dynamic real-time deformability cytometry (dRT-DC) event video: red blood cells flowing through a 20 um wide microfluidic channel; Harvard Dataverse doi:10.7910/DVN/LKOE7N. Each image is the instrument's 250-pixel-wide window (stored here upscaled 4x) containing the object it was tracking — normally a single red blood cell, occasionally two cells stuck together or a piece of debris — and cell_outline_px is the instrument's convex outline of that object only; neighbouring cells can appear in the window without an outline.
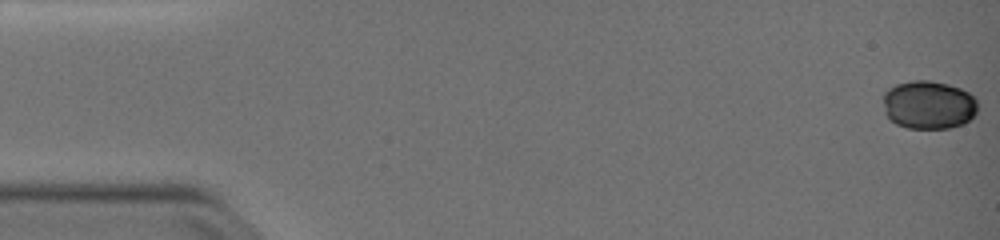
{"species": "common noctule bat (a hibernating species)", "species_latin": "Nyctalus noctula", "temperature_condition": "warm", "stored_images_in_passage": 54, "camera_frame_rate_fps": 3000, "um_per_image_px": 0.085, "animal": {"sex": "female", "body_mass_g": 19.0, "forearm_length_mm": 51.5}, "frame": {"image": 1, "passage_image": 1, "time_ms": 0.0, "image_size_px": [1000, 240], "cell_outline_px": [[976, 112], [964, 124], [948, 128], [908, 128], [896, 124], [884, 112], [884, 92], [888, 88], [896, 84], [912, 80], [928, 80], [948, 84], [960, 88], [968, 92], [976, 100]], "centroid_in_image_um": [78.91, 8.9], "position_along_channel_um": 6.1, "area_um2": 26.59}}
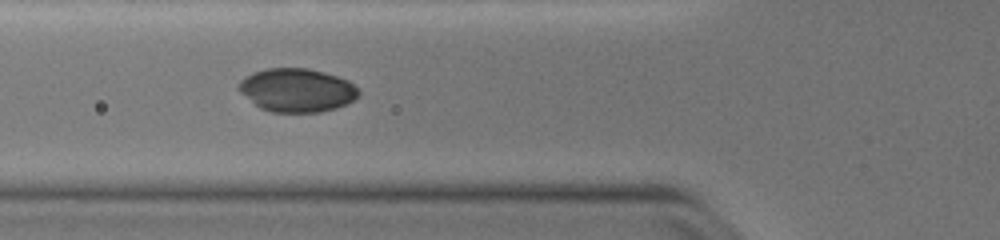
{"frame": {"image": 2, "passage_image": 21, "time_ms": 6.667, "image_size_px": [1000, 240], "cell_outline_px": [[360, 96], [336, 108], [320, 112], [272, 112], [260, 108], [240, 92], [236, 88], [240, 80], [244, 76], [252, 72], [264, 68], [308, 68], [324, 72], [348, 80], [360, 92]], "centroid_in_image_um": [25.2, 7.65], "position_along_channel_um": 100.6, "area_um2": 30.46}}
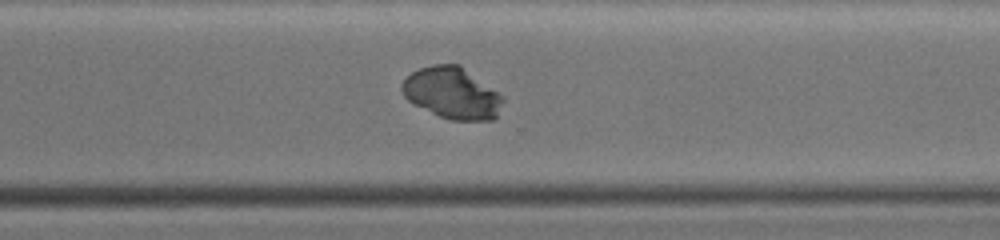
{"frame": {"image": 3, "passage_image": 40, "time_ms": 13.0, "image_size_px": [1000, 240], "cell_outline_px": [[504, 100], [496, 116], [492, 120], [452, 120], [440, 116], [412, 104], [404, 96], [400, 88], [400, 84], [412, 72], [420, 68], [432, 64], [460, 64], [504, 96]], "centroid_in_image_um": [38.42, 7.9], "position_along_channel_um": 332.2, "area_um2": 30.35}}